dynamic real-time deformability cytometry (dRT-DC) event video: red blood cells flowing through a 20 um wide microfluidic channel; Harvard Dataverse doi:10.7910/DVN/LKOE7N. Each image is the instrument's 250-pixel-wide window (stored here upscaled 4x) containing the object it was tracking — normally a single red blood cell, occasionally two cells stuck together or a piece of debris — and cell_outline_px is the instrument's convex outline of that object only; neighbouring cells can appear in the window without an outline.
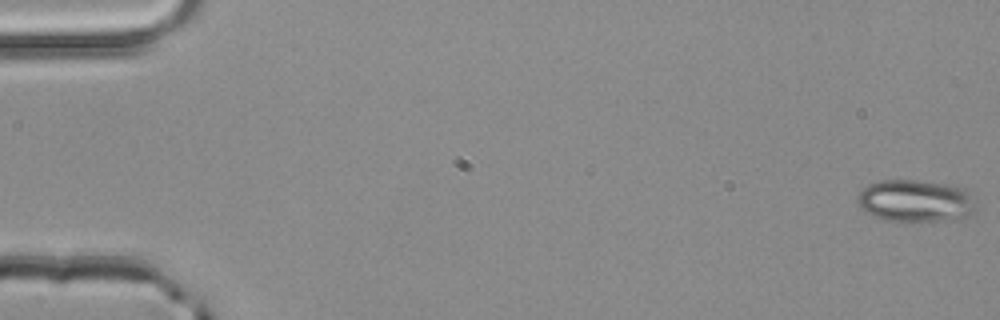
{"species": "common noctule bat (a hibernating species)", "species_latin": "Nyctalus noctula", "temperature_condition": "room temperature", "stored_images_in_passage": 53, "camera_frame_rate_fps": 3000, "um_per_image_px": 0.085, "animal": {"sex": "male", "body_mass_g": 20.4}, "frame": {"image": 1, "passage_image": 1, "time_ms": 0.0, "image_size_px": [1000, 320], "cell_outline_px": [[976, 212], [964, 216], [944, 220], [884, 220], [864, 212], [856, 200], [856, 196], [868, 184], [880, 180], [916, 180], [944, 184], [964, 188], [968, 192], [976, 208]], "centroid_in_image_um": [77.76, 17.06], "position_along_channel_um": 7.2, "area_um2": 28.73}}
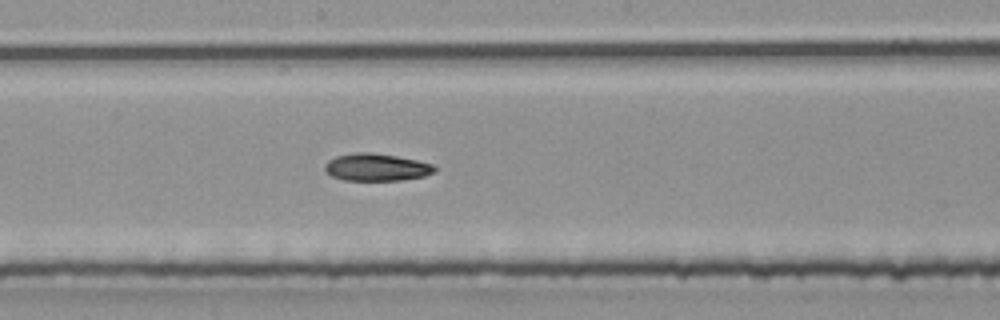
{"frame": {"image": 2, "passage_image": 29, "time_ms": 9.333, "image_size_px": [1000, 320], "cell_outline_px": [[436, 172], [424, 176], [400, 180], [344, 180], [332, 176], [324, 168], [324, 164], [328, 160], [336, 156], [356, 152], [368, 152], [396, 156], [416, 160], [432, 164], [436, 168]], "centroid_in_image_um": [31.99, 14.21], "position_along_channel_um": 216.2, "area_um2": 17.4}}
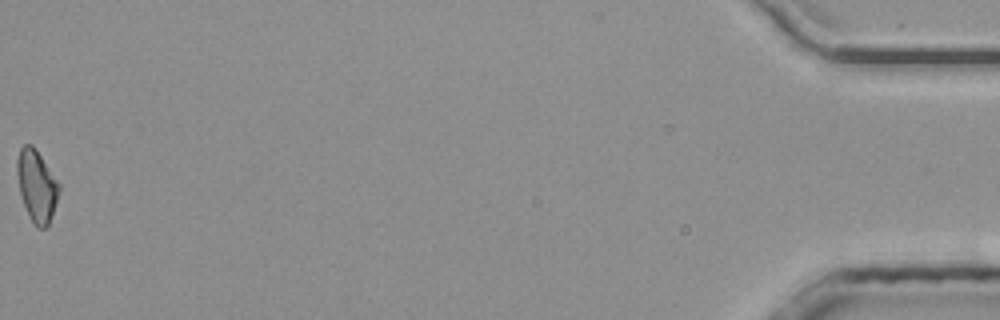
{"frame": {"image": 3, "passage_image": 53, "time_ms": 17.333, "image_size_px": [1000, 320], "cell_outline_px": [[60, 188], [48, 228], [36, 228], [28, 216], [20, 196], [16, 172], [16, 160], [20, 148], [24, 144], [32, 144], [36, 148], [60, 184]], "centroid_in_image_um": [3.1, 15.8], "position_along_channel_um": 432.1, "area_um2": 17.86}, "authors_computed_cell_mechanics": {"area_um2": 17.8602, "velocity_mm_per_s": 4.0241, "shape_relaxation_time_tau1_ms": 5.0569, "shape_relaxation_time_tau2_ms": null, "deformation_change_tau1": 0.138, "deformation_change_tau2": null}}